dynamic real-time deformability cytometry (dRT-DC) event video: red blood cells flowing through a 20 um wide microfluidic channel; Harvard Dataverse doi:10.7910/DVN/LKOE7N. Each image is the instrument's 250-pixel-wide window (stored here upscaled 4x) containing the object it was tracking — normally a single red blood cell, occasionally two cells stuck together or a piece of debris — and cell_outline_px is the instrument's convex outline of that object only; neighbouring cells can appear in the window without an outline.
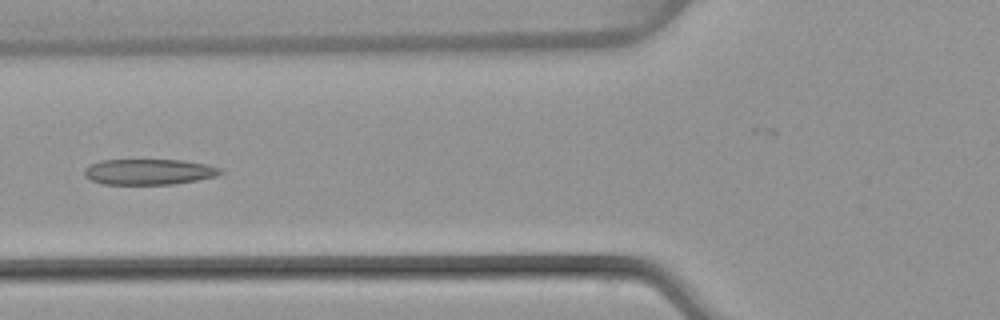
{"species": "common noctule bat (a hibernating species)", "species_latin": "Nyctalus noctula", "temperature_condition": "warm", "stored_images_in_passage": 36, "camera_frame_rate_fps": 3000, "um_per_image_px": 0.085, "animal": {"sex": "female", "body_mass_g": 22.7, "forearm_length_mm": 54.2}, "frame": {"image": 1, "passage_image": 11, "time_ms": 3.333, "image_size_px": [1000, 320], "cell_outline_px": [[224, 172], [216, 176], [196, 180], [172, 184], [104, 184], [92, 180], [84, 176], [84, 168], [88, 164], [100, 160], [180, 160], [208, 164], [220, 168]], "centroid_in_image_um": [12.63, 14.59], "position_along_channel_um": 113.2, "area_um2": 20.4}}
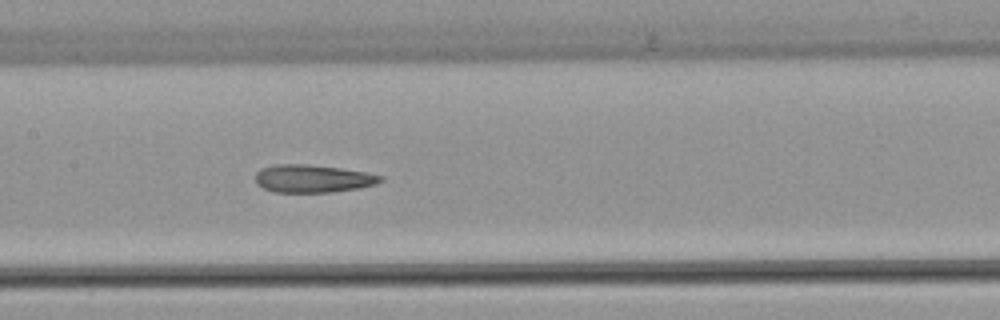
{"frame": {"image": 2, "passage_image": 16, "time_ms": 5.0, "image_size_px": [1000, 320], "cell_outline_px": [[384, 180], [376, 184], [360, 188], [332, 192], [276, 192], [264, 188], [256, 184], [256, 172], [260, 168], [276, 164], [308, 164], [340, 168], [364, 172], [384, 176]], "centroid_in_image_um": [26.59, 15.18], "position_along_channel_um": 180.8, "area_um2": 20.35}, "authors_computed_cell_mechanics": {"area_um2": 20.8658, "velocity_mm_per_s": 4.0497, "shape_relaxation_time_tau1_ms": null, "shape_relaxation_time_tau2_ms": 3.4783, "deformation_change_tau1": null, "deformation_change_tau2": 0.1154}}